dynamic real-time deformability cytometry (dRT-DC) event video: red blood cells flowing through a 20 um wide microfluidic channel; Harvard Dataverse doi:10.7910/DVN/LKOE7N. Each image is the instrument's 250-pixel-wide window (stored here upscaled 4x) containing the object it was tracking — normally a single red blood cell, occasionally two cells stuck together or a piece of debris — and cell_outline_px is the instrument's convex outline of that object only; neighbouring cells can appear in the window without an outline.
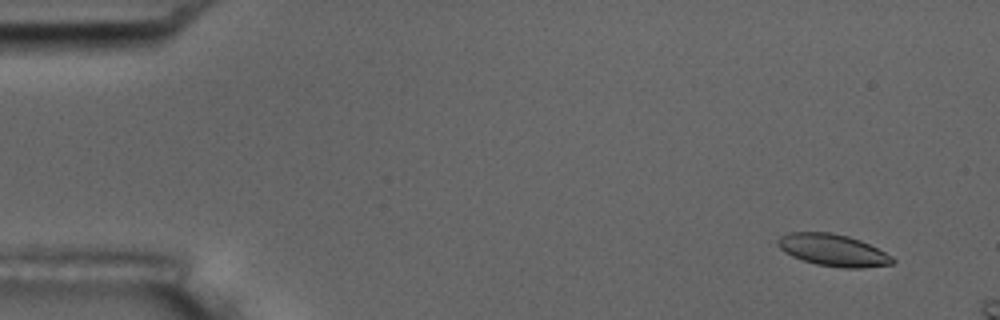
{"species": "common noctule bat (a hibernating species)", "species_latin": "Nyctalus noctula", "temperature_condition": "room temperature", "stored_images_in_passage": 4, "camera_frame_rate_fps": 3000, "um_per_image_px": 0.085, "animal": {"sex": "male", "body_mass_g": 17.5, "forearm_length_mm": 52.3}, "frame": {"image": 1, "passage_image": 2, "time_ms": 1.0, "image_size_px": [1000, 320], "cell_outline_px": [[896, 260], [892, 264], [864, 268], [844, 268], [816, 264], [792, 256], [784, 252], [776, 244], [776, 240], [780, 236], [788, 232], [832, 232], [848, 236], [860, 240], [892, 256]], "centroid_in_image_um": [70.78, 21.26], "position_along_channel_um": 14.2, "area_um2": 21.39}}